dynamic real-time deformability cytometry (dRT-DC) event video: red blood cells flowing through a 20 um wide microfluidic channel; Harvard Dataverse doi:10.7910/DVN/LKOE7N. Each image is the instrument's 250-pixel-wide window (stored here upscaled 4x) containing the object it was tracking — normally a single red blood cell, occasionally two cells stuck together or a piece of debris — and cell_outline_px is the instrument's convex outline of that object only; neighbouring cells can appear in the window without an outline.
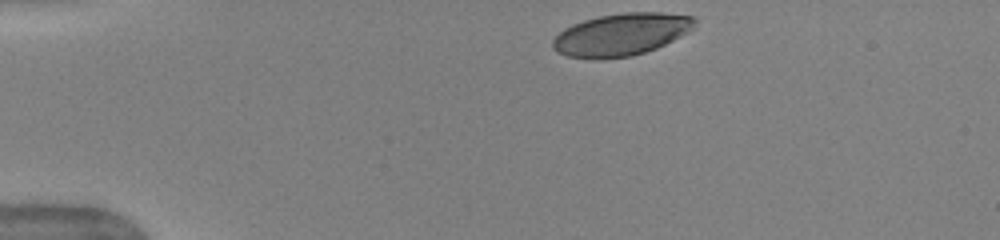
{"species": "human", "species_latin": "Homo sapiens", "temperature_condition": "warm", "stored_images_in_passage": 42, "camera_frame_rate_fps": 3000, "um_per_image_px": 0.085, "donor": {"sex": "female"}, "frame": {"image": 1, "passage_image": 1, "time_ms": 0.0, "image_size_px": [1000, 240], "cell_outline_px": [[696, 28], [656, 48], [632, 56], [596, 60], [568, 56], [556, 52], [552, 48], [552, 40], [564, 28], [572, 24], [584, 20], [600, 16], [624, 12], [660, 12], [696, 16]], "centroid_in_image_um": [52.81, 2.93], "position_along_channel_um": 32.2, "area_um2": 35.32}}
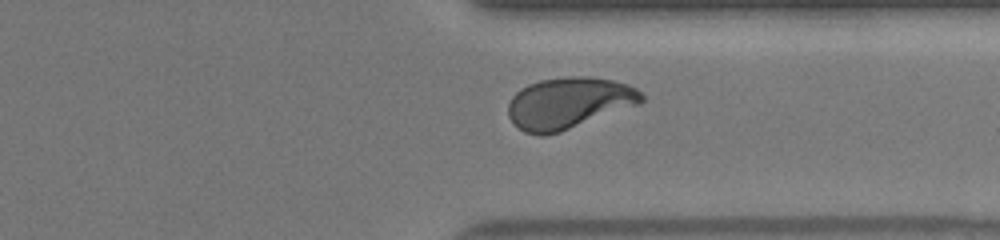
{"frame": {"image": 2, "passage_image": 31, "time_ms": 10.0, "image_size_px": [1000, 240], "cell_outline_px": [[644, 100], [640, 104], [560, 132], [544, 136], [540, 136], [524, 132], [508, 116], [508, 104], [512, 96], [520, 88], [528, 84], [540, 80], [568, 76], [592, 76], [612, 80], [628, 84], [636, 88], [644, 96]], "centroid_in_image_um": [48.35, 8.75], "position_along_channel_um": 363.0, "area_um2": 40.11}}
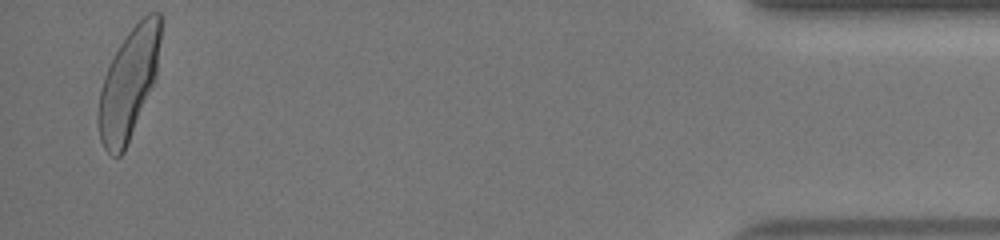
{"frame": {"image": 3, "passage_image": 41, "time_ms": 13.333, "image_size_px": [1000, 240], "cell_outline_px": [[160, 40], [156, 76], [124, 152], [120, 156], [112, 156], [104, 148], [100, 140], [100, 92], [104, 76], [120, 44], [128, 32], [148, 12], [160, 12]], "centroid_in_image_um": [10.96, 7.08], "position_along_channel_um": 424.2, "area_um2": 38.67}, "authors_computed_cell_mechanics": {"area_um2": 39.1017, "velocity_mm_per_s": 3.9583, "shape_relaxation_time_tau1_ms": 3.1639, "shape_relaxation_time_tau2_ms": null, "deformation_change_tau1": 0.1842, "deformation_change_tau2": null}}